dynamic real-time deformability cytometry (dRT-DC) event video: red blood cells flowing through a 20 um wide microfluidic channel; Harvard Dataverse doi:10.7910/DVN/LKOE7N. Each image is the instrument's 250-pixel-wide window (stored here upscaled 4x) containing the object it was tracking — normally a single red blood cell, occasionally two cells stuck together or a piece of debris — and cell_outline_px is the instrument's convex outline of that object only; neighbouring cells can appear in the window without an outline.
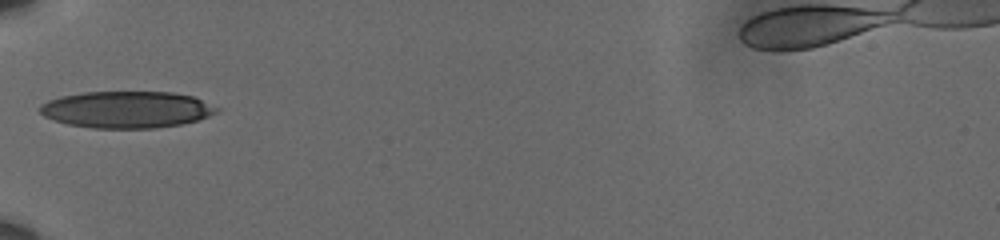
{"species": "human", "species_latin": "Homo sapiens", "temperature_condition": "cold", "stored_images_in_passage": 35, "camera_frame_rate_fps": 3000, "um_per_image_px": 0.085, "donor": {"sex": "male"}, "frame": {"image": 1, "passage_image": 1, "time_ms": 0.0, "image_size_px": [1000, 240], "cell_outline_px": [[220, 108], [216, 112], [208, 116], [196, 120], [180, 124], [156, 128], [92, 128], [68, 124], [52, 120], [44, 116], [40, 112], [40, 104], [48, 100], [60, 96], [84, 92], [172, 92], [192, 96]], "centroid_in_image_um": [10.73, 9.31], "position_along_channel_um": 74.3, "area_um2": 37.8}}
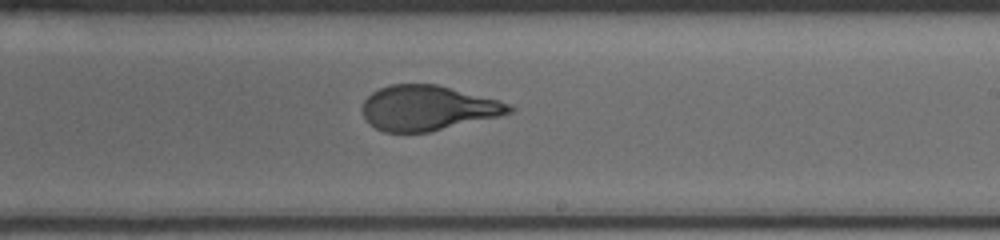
{"frame": {"image": 2, "passage_image": 15, "time_ms": 4.667, "image_size_px": [1000, 240], "cell_outline_px": [[516, 108], [512, 112], [496, 116], [428, 132], [384, 132], [368, 124], [360, 108], [364, 100], [372, 92], [388, 84], [436, 84], [500, 100]], "centroid_in_image_um": [36.3, 9.17], "position_along_channel_um": 252.7, "area_um2": 38.32}}
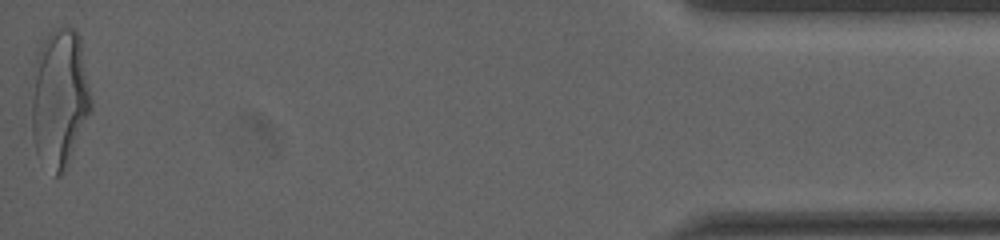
{"frame": {"image": 3, "passage_image": 35, "time_ms": 11.333, "image_size_px": [1000, 240], "cell_outline_px": [[92, 112], [68, 164], [60, 176], [56, 176], [36, 152], [32, 136], [32, 100], [36, 56], [48, 32], [60, 28], [76, 28], [80, 36], [92, 100]], "centroid_in_image_um": [5.1, 8.34], "position_along_channel_um": 430.1, "area_um2": 47.97}, "authors_computed_cell_mechanics": {"area_um2": 39.2462, "velocity_mm_per_s": 3.6029, "shape_relaxation_time_tau1_ms": 4.6139, "shape_relaxation_time_tau2_ms": null, "deformation_change_tau1": 0.1723, "deformation_change_tau2": null}}